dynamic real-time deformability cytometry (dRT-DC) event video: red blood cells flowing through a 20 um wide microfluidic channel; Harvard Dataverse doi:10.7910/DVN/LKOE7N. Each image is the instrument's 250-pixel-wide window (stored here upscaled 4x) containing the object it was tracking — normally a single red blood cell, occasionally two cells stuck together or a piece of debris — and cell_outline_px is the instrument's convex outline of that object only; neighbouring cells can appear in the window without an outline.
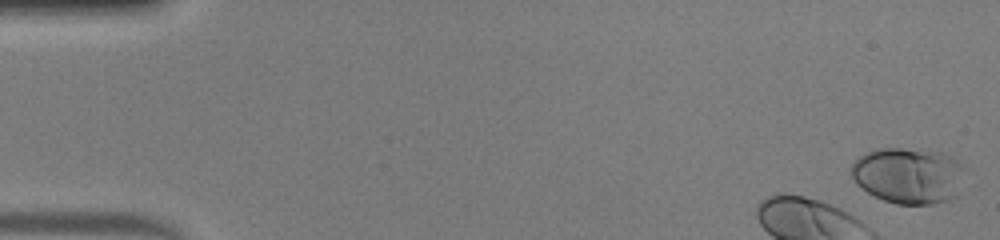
{"species": "human", "species_latin": "Homo sapiens", "temperature_condition": "warm", "stored_images_in_passage": 13, "camera_frame_rate_fps": 3000, "um_per_image_px": 0.085, "donor": {"sex": "male"}, "frame": {"image": 1, "passage_image": 1, "time_ms": 0.0, "image_size_px": [1000, 240], "cell_outline_px": [[960, 168], [956, 196], [948, 200], [932, 204], [896, 204], [884, 200], [868, 192], [856, 184], [848, 168], [864, 152], [876, 148], [900, 148], [940, 152], [956, 160], [960, 164]], "centroid_in_image_um": [77.1, 14.91], "position_along_channel_um": 7.9, "area_um2": 36.53}}